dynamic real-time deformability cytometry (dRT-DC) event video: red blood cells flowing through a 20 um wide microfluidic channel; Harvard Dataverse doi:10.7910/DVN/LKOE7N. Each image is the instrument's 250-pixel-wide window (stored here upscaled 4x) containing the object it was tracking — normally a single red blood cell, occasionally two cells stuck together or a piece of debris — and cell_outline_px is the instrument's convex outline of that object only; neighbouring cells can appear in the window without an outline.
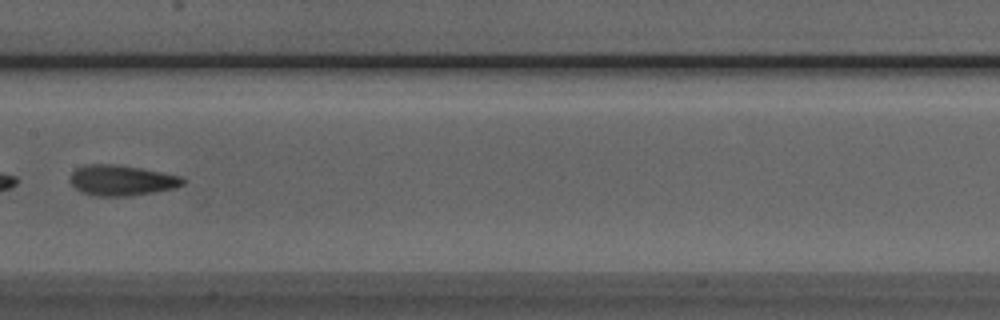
{"species": "Egyptian fruit bat (a non-hibernating species)", "species_latin": "Rousettus aegyptiacus", "temperature_condition": "room temperature", "stored_images_in_passage": 7, "camera_frame_rate_fps": 3000, "um_per_image_px": 0.085, "animal": {"sex": "male"}, "frame": {"image": 1, "passage_image": 6, "time_ms": 6.667, "image_size_px": [1000, 320], "cell_outline_px": [[184, 184], [176, 188], [132, 196], [96, 196], [80, 192], [68, 180], [72, 172], [76, 168], [84, 164], [112, 164], [140, 168], [184, 176]], "centroid_in_image_um": [10.33, 15.33], "position_along_channel_um": 197.1, "area_um2": 20.29}}
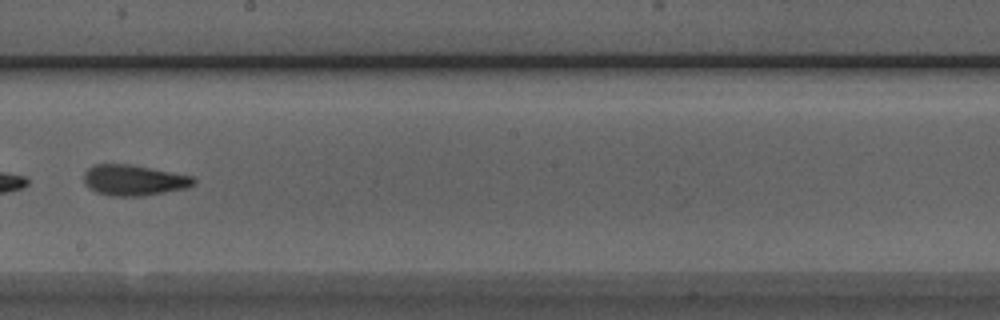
{"frame": {"image": 2, "passage_image": 7, "time_ms": 7.667, "image_size_px": [1000, 320], "cell_outline_px": [[196, 184], [188, 188], [144, 196], [108, 196], [96, 192], [88, 188], [84, 180], [84, 172], [92, 164], [132, 164], [192, 176], [196, 180]], "centroid_in_image_um": [11.38, 15.32], "position_along_channel_um": 236.8, "area_um2": 19.94}}